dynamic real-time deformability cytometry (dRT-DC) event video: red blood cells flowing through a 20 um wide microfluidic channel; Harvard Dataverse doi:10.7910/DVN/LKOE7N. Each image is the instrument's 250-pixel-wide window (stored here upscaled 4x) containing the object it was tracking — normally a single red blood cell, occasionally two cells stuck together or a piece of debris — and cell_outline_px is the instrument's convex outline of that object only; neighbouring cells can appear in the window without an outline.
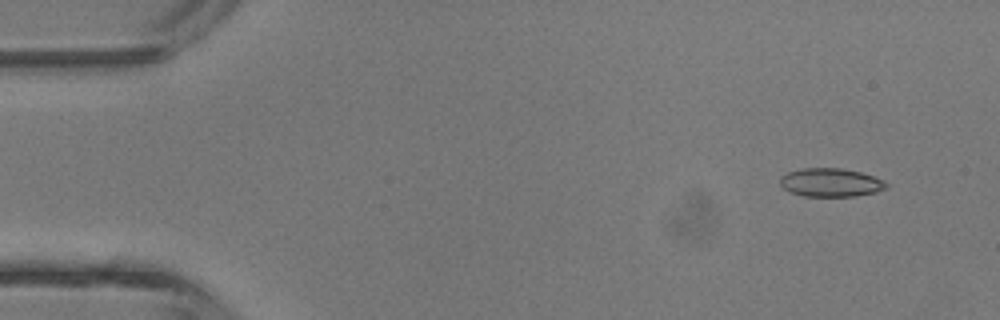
{"species": "common noctule bat (a hibernating species)", "species_latin": "Nyctalus noctula", "temperature_condition": "room temperature", "stored_images_in_passage": 4, "camera_frame_rate_fps": 3000, "um_per_image_px": 0.085, "animal": {"sex": "male", "body_mass_g": 13.3}, "frame": {"image": 1, "passage_image": 1, "time_ms": 0.0, "image_size_px": [1000, 320], "cell_outline_px": [[888, 184], [884, 188], [876, 192], [856, 196], [804, 196], [792, 192], [784, 188], [780, 184], [780, 176], [788, 172], [804, 168], [840, 168], [860, 172], [884, 180]], "centroid_in_image_um": [70.6, 15.51], "position_along_channel_um": 14.4, "area_um2": 17.46}}